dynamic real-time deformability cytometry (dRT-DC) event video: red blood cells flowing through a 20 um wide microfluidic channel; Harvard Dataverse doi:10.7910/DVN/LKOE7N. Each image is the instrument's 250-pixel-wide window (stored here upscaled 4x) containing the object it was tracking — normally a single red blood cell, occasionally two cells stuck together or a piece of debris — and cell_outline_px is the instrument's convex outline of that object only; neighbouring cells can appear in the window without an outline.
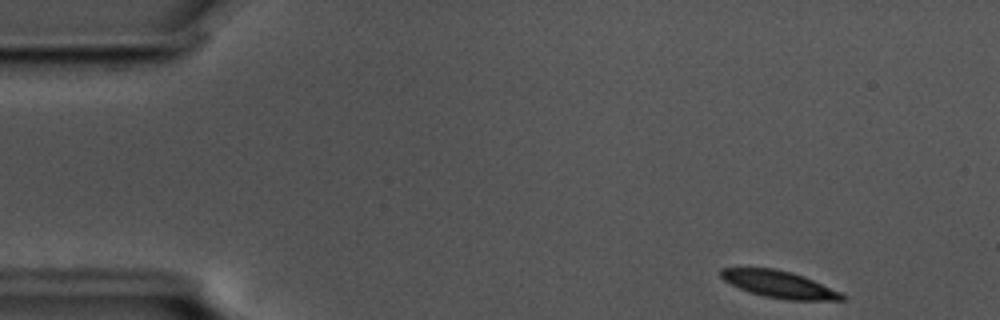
{"species": "common noctule bat (a hibernating species)", "species_latin": "Nyctalus noctula", "temperature_condition": "cold", "stored_images_in_passage": 52, "camera_frame_rate_fps": 3000, "um_per_image_px": 0.085, "animal": {"sex": "male", "body_mass_g": 17.5, "forearm_length_mm": 52.3}, "frame": {"image": 1, "passage_image": 1, "time_ms": 0.0, "image_size_px": [1000, 320], "cell_outline_px": [[848, 296], [844, 300], [788, 300], [764, 296], [748, 292], [724, 280], [720, 276], [720, 268], [772, 268], [792, 272], [804, 276], [840, 292]], "centroid_in_image_um": [66.24, 24.17], "position_along_channel_um": 18.8, "area_um2": 18.96}}
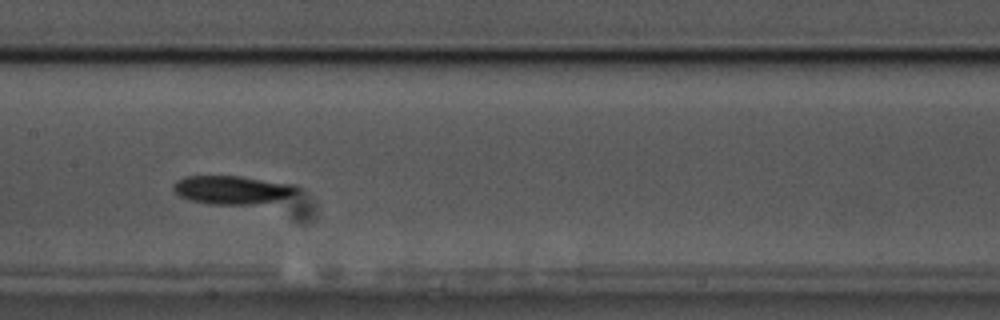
{"frame": {"image": 2, "passage_image": 23, "time_ms": 7.333, "image_size_px": [1000, 320], "cell_outline_px": [[300, 192], [276, 200], [248, 204], [212, 204], [192, 200], [180, 196], [172, 188], [176, 180], [184, 176], [240, 176], [296, 184], [300, 188]], "centroid_in_image_um": [19.76, 16.11], "position_along_channel_um": 187.6, "area_um2": 20.35}}
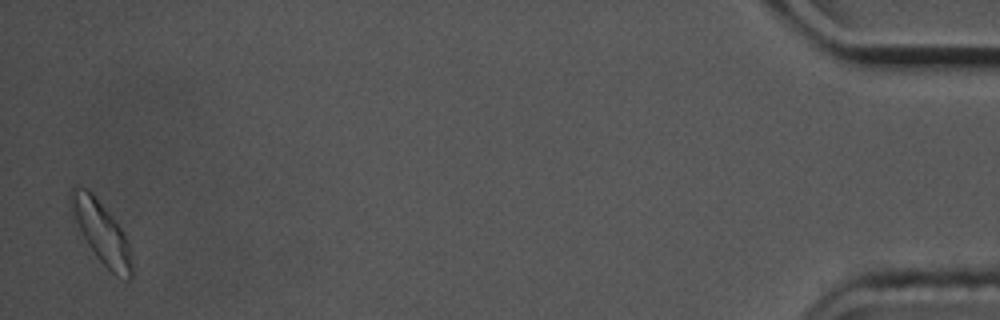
{"frame": {"image": 3, "passage_image": 51, "time_ms": 16.667, "image_size_px": [1000, 320], "cell_outline_px": [[132, 276], [128, 280], [116, 276], [96, 256], [72, 220], [68, 208], [68, 196], [72, 188], [88, 188], [92, 192], [116, 220], [124, 232], [128, 244], [132, 264]], "centroid_in_image_um": [8.56, 19.69], "position_along_channel_um": 426.6, "area_um2": 22.25}, "authors_computed_cell_mechanics": {"area_um2": 19.7676, "velocity_mm_per_s": 3.5385, "shape_relaxation_time_tau1_ms": 1.8908, "shape_relaxation_time_tau2_ms": null, "deformation_change_tau1": 0.0921, "deformation_change_tau2": null}}